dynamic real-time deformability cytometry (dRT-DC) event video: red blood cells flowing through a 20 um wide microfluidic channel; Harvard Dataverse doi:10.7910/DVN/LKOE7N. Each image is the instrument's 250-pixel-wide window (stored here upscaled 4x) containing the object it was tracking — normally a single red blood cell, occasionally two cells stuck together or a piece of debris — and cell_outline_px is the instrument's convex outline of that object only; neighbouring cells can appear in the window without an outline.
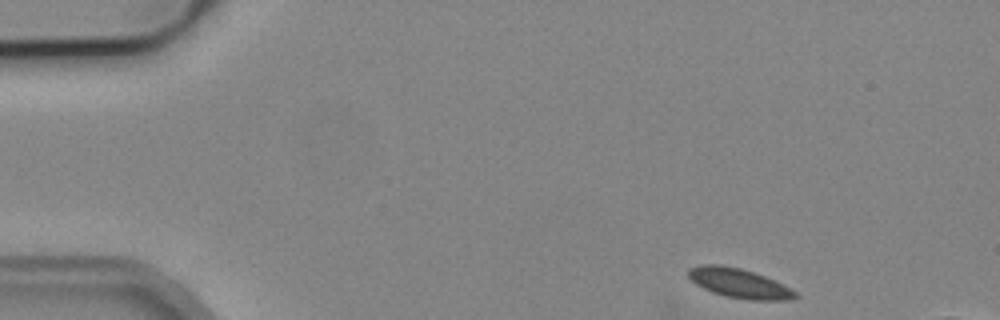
{"species": "common noctule bat (a hibernating species)", "species_latin": "Nyctalus noctula", "temperature_condition": "cold", "stored_images_in_passage": 4, "segment_of_instrument_passage": [1, 2], "camera_frame_rate_fps": 3000, "um_per_image_px": 0.085, "animal": {"sex": "male", "body_mass_g": 19.2, "forearm_length_mm": 51.8}, "frame": {"image": 1, "passage_image": 1, "time_ms": 0.0, "image_size_px": [1000, 320], "cell_outline_px": [[800, 296], [792, 300], [752, 300], [724, 296], [712, 292], [696, 284], [688, 276], [688, 268], [704, 264], [720, 264], [740, 268], [764, 276], [796, 292]], "centroid_in_image_um": [62.8, 24.08], "position_along_channel_um": 22.2, "area_um2": 18.15}}